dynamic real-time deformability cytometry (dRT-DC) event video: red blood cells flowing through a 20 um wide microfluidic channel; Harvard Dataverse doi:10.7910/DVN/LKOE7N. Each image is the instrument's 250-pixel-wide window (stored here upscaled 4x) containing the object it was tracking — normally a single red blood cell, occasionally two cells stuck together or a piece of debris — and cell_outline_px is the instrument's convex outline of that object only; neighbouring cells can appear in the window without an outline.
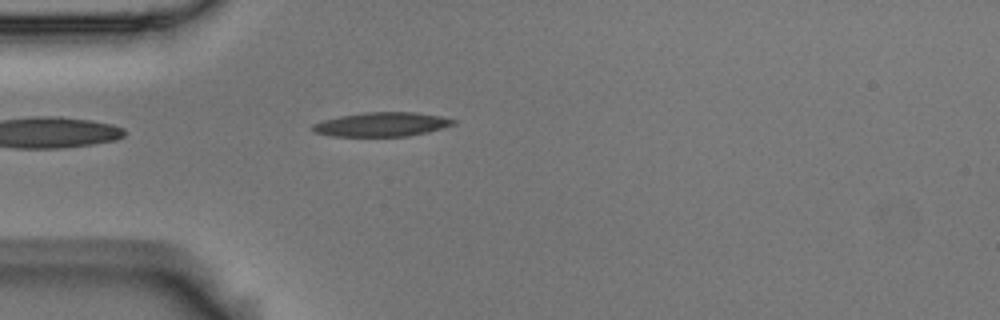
{"species": "Egyptian fruit bat (a non-hibernating species)", "species_latin": "Rousettus aegyptiacus", "temperature_condition": "room temperature", "stored_images_in_passage": 2, "camera_frame_rate_fps": 3000, "um_per_image_px": 0.085, "animal": {"sex": "male"}, "frame": {"image": 1, "passage_image": 2, "time_ms": 0.333, "image_size_px": [1000, 320], "cell_outline_px": [[456, 124], [428, 132], [408, 136], [332, 136], [316, 132], [312, 128], [312, 124], [324, 120], [340, 116], [364, 112], [412, 112], [440, 116], [456, 120]], "centroid_in_image_um": [32.47, 10.57], "position_along_channel_um": 52.5, "area_um2": 19.65}}